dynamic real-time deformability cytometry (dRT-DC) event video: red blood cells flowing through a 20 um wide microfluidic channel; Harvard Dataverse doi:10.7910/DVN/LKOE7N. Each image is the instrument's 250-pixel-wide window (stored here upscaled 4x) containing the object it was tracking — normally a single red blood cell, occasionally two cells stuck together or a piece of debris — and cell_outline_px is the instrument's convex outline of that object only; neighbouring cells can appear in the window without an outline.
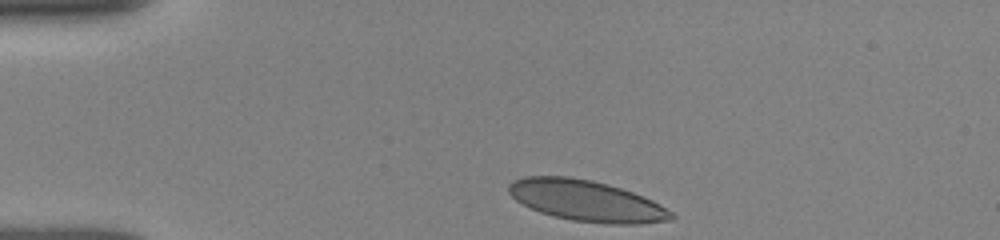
{"species": "human", "species_latin": "Homo sapiens", "temperature_condition": "room temperature", "stored_images_in_passage": 11, "camera_frame_rate_fps": 3000, "um_per_image_px": 0.085, "donor": {"sex": "female"}, "frame": {"image": 1, "passage_image": 1, "time_ms": 0.0, "image_size_px": [1000, 240], "cell_outline_px": [[676, 216], [672, 220], [640, 224], [608, 224], [572, 220], [552, 216], [540, 212], [516, 200], [508, 192], [508, 184], [512, 180], [524, 176], [568, 176], [592, 180], [608, 184], [644, 196], [652, 200], [672, 212]], "centroid_in_image_um": [49.84, 17.06], "position_along_channel_um": 35.2, "area_um2": 38.9}}